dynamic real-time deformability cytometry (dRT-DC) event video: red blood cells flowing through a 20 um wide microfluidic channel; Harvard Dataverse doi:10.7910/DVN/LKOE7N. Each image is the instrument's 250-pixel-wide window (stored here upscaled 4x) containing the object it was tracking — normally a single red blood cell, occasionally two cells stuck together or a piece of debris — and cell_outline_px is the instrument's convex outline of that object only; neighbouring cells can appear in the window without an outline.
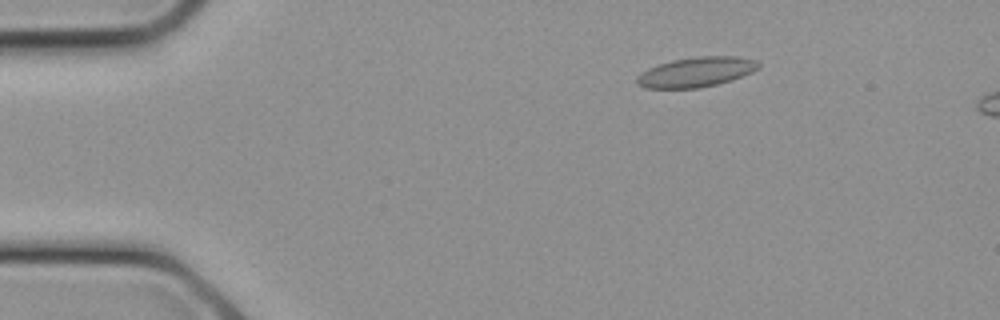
{"species": "common noctule bat (a hibernating species)", "species_latin": "Nyctalus noctula", "temperature_condition": "cold", "stored_images_in_passage": 8, "camera_frame_rate_fps": 3000, "um_per_image_px": 0.085, "animal": {"sex": "female", "body_mass_g": 21.9}, "frame": {"image": 1, "passage_image": 5, "time_ms": 1.333, "image_size_px": [1000, 320], "cell_outline_px": [[760, 68], [752, 72], [732, 80], [700, 88], [644, 88], [636, 84], [636, 76], [640, 72], [648, 68], [672, 60], [700, 56], [736, 56], [756, 60], [760, 64]], "centroid_in_image_um": [59.16, 6.12], "position_along_channel_um": 25.8, "area_um2": 21.27}}